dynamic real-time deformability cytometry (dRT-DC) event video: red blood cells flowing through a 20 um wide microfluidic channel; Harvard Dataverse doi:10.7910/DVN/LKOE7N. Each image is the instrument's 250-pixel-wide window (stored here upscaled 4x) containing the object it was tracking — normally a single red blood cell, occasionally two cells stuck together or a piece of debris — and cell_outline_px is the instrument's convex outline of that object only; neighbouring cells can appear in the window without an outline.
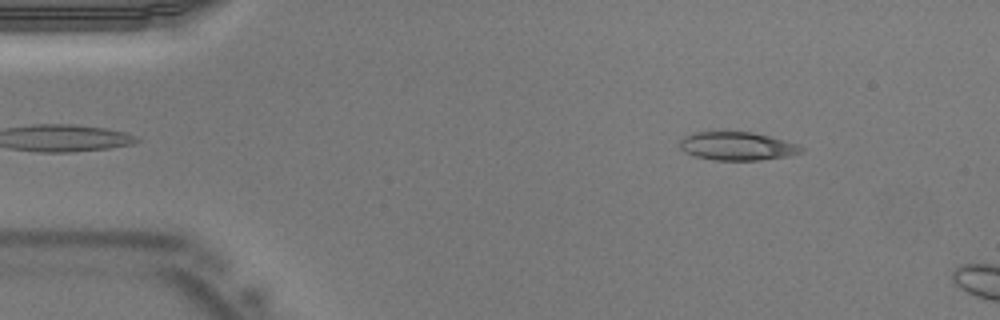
{"species": "Egyptian fruit bat (a non-hibernating species)", "species_latin": "Rousettus aegyptiacus", "temperature_condition": "warm", "stored_images_in_passage": 5, "camera_frame_rate_fps": 3000, "um_per_image_px": 0.085, "animal": {"sex": "male"}, "frame": {"image": 1, "passage_image": 1, "time_ms": 0.0, "image_size_px": [1000, 320], "cell_outline_px": [[804, 152], [788, 156], [760, 160], [712, 160], [696, 156], [684, 152], [680, 148], [680, 140], [684, 136], [692, 132], [752, 132], [784, 140], [796, 144], [804, 148]], "centroid_in_image_um": [62.65, 12.42], "position_along_channel_um": 22.4, "area_um2": 20.06}}